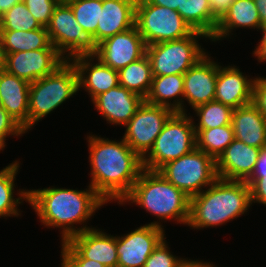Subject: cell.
<instances>
[{
	"instance_id": "7",
	"label": "cell",
	"mask_w": 266,
	"mask_h": 267,
	"mask_svg": "<svg viewBox=\"0 0 266 267\" xmlns=\"http://www.w3.org/2000/svg\"><path fill=\"white\" fill-rule=\"evenodd\" d=\"M46 28L51 44L65 61L79 56H94L97 52L98 44L93 35L85 31L77 22L71 7L65 1H60L55 7ZM65 52H68L66 57L63 56Z\"/></svg>"
},
{
	"instance_id": "4",
	"label": "cell",
	"mask_w": 266,
	"mask_h": 267,
	"mask_svg": "<svg viewBox=\"0 0 266 267\" xmlns=\"http://www.w3.org/2000/svg\"><path fill=\"white\" fill-rule=\"evenodd\" d=\"M132 201L160 219L189 220L190 198L159 171L143 169L131 192L122 200Z\"/></svg>"
},
{
	"instance_id": "50",
	"label": "cell",
	"mask_w": 266,
	"mask_h": 267,
	"mask_svg": "<svg viewBox=\"0 0 266 267\" xmlns=\"http://www.w3.org/2000/svg\"><path fill=\"white\" fill-rule=\"evenodd\" d=\"M1 21H2V14L0 12V27H1Z\"/></svg>"
},
{
	"instance_id": "22",
	"label": "cell",
	"mask_w": 266,
	"mask_h": 267,
	"mask_svg": "<svg viewBox=\"0 0 266 267\" xmlns=\"http://www.w3.org/2000/svg\"><path fill=\"white\" fill-rule=\"evenodd\" d=\"M93 57L94 56H79L72 61L78 73L79 90L81 87H85L86 91L88 90L90 93L92 100L96 96L119 85L118 71L108 67L99 59L98 63L92 65L90 62L92 59L94 60ZM86 73H88V75H86Z\"/></svg>"
},
{
	"instance_id": "47",
	"label": "cell",
	"mask_w": 266,
	"mask_h": 267,
	"mask_svg": "<svg viewBox=\"0 0 266 267\" xmlns=\"http://www.w3.org/2000/svg\"><path fill=\"white\" fill-rule=\"evenodd\" d=\"M4 52L2 48V42H1V37H0V70L4 69Z\"/></svg>"
},
{
	"instance_id": "29",
	"label": "cell",
	"mask_w": 266,
	"mask_h": 267,
	"mask_svg": "<svg viewBox=\"0 0 266 267\" xmlns=\"http://www.w3.org/2000/svg\"><path fill=\"white\" fill-rule=\"evenodd\" d=\"M196 148L202 150L215 161L235 139L232 125L206 130H195Z\"/></svg>"
},
{
	"instance_id": "3",
	"label": "cell",
	"mask_w": 266,
	"mask_h": 267,
	"mask_svg": "<svg viewBox=\"0 0 266 267\" xmlns=\"http://www.w3.org/2000/svg\"><path fill=\"white\" fill-rule=\"evenodd\" d=\"M251 204L245 181L218 178L205 192L190 198L187 225L196 229L222 225L244 214Z\"/></svg>"
},
{
	"instance_id": "10",
	"label": "cell",
	"mask_w": 266,
	"mask_h": 267,
	"mask_svg": "<svg viewBox=\"0 0 266 267\" xmlns=\"http://www.w3.org/2000/svg\"><path fill=\"white\" fill-rule=\"evenodd\" d=\"M135 26L147 46L182 39L193 32L178 11L146 0H137Z\"/></svg>"
},
{
	"instance_id": "14",
	"label": "cell",
	"mask_w": 266,
	"mask_h": 267,
	"mask_svg": "<svg viewBox=\"0 0 266 267\" xmlns=\"http://www.w3.org/2000/svg\"><path fill=\"white\" fill-rule=\"evenodd\" d=\"M146 44L136 26L106 38L97 46L94 58L114 70H120L146 54Z\"/></svg>"
},
{
	"instance_id": "8",
	"label": "cell",
	"mask_w": 266,
	"mask_h": 267,
	"mask_svg": "<svg viewBox=\"0 0 266 267\" xmlns=\"http://www.w3.org/2000/svg\"><path fill=\"white\" fill-rule=\"evenodd\" d=\"M158 171L189 198L201 193L203 186H210L218 179L216 161L197 148L166 163Z\"/></svg>"
},
{
	"instance_id": "21",
	"label": "cell",
	"mask_w": 266,
	"mask_h": 267,
	"mask_svg": "<svg viewBox=\"0 0 266 267\" xmlns=\"http://www.w3.org/2000/svg\"><path fill=\"white\" fill-rule=\"evenodd\" d=\"M137 0H102L97 44L135 26Z\"/></svg>"
},
{
	"instance_id": "42",
	"label": "cell",
	"mask_w": 266,
	"mask_h": 267,
	"mask_svg": "<svg viewBox=\"0 0 266 267\" xmlns=\"http://www.w3.org/2000/svg\"><path fill=\"white\" fill-rule=\"evenodd\" d=\"M150 4L157 6H164L177 11V8H181V0H146Z\"/></svg>"
},
{
	"instance_id": "33",
	"label": "cell",
	"mask_w": 266,
	"mask_h": 267,
	"mask_svg": "<svg viewBox=\"0 0 266 267\" xmlns=\"http://www.w3.org/2000/svg\"><path fill=\"white\" fill-rule=\"evenodd\" d=\"M42 26L32 16L23 1L12 6L7 12L2 14L0 30L10 31H31Z\"/></svg>"
},
{
	"instance_id": "13",
	"label": "cell",
	"mask_w": 266,
	"mask_h": 267,
	"mask_svg": "<svg viewBox=\"0 0 266 267\" xmlns=\"http://www.w3.org/2000/svg\"><path fill=\"white\" fill-rule=\"evenodd\" d=\"M164 228L151 223L135 229L123 237H117V267H144L148 257L164 239Z\"/></svg>"
},
{
	"instance_id": "40",
	"label": "cell",
	"mask_w": 266,
	"mask_h": 267,
	"mask_svg": "<svg viewBox=\"0 0 266 267\" xmlns=\"http://www.w3.org/2000/svg\"><path fill=\"white\" fill-rule=\"evenodd\" d=\"M234 0H210L212 14L219 20Z\"/></svg>"
},
{
	"instance_id": "5",
	"label": "cell",
	"mask_w": 266,
	"mask_h": 267,
	"mask_svg": "<svg viewBox=\"0 0 266 267\" xmlns=\"http://www.w3.org/2000/svg\"><path fill=\"white\" fill-rule=\"evenodd\" d=\"M66 61L54 73L30 83L28 129L79 90L78 73Z\"/></svg>"
},
{
	"instance_id": "34",
	"label": "cell",
	"mask_w": 266,
	"mask_h": 267,
	"mask_svg": "<svg viewBox=\"0 0 266 267\" xmlns=\"http://www.w3.org/2000/svg\"><path fill=\"white\" fill-rule=\"evenodd\" d=\"M184 261L170 253L164 238L148 257L144 267H178Z\"/></svg>"
},
{
	"instance_id": "25",
	"label": "cell",
	"mask_w": 266,
	"mask_h": 267,
	"mask_svg": "<svg viewBox=\"0 0 266 267\" xmlns=\"http://www.w3.org/2000/svg\"><path fill=\"white\" fill-rule=\"evenodd\" d=\"M184 94V74L153 76L152 86L145 101L152 105L164 106L174 112L185 113L182 99ZM178 98L169 103L171 98ZM175 102V103H174Z\"/></svg>"
},
{
	"instance_id": "37",
	"label": "cell",
	"mask_w": 266,
	"mask_h": 267,
	"mask_svg": "<svg viewBox=\"0 0 266 267\" xmlns=\"http://www.w3.org/2000/svg\"><path fill=\"white\" fill-rule=\"evenodd\" d=\"M25 132L23 127L0 105V151L5 147L6 136H19Z\"/></svg>"
},
{
	"instance_id": "26",
	"label": "cell",
	"mask_w": 266,
	"mask_h": 267,
	"mask_svg": "<svg viewBox=\"0 0 266 267\" xmlns=\"http://www.w3.org/2000/svg\"><path fill=\"white\" fill-rule=\"evenodd\" d=\"M4 53H16L39 49H56L50 41L46 27L31 31L0 30Z\"/></svg>"
},
{
	"instance_id": "9",
	"label": "cell",
	"mask_w": 266,
	"mask_h": 267,
	"mask_svg": "<svg viewBox=\"0 0 266 267\" xmlns=\"http://www.w3.org/2000/svg\"><path fill=\"white\" fill-rule=\"evenodd\" d=\"M197 36L208 38L201 32L193 31L182 39L146 46L153 76L184 74L204 57L206 53L196 42Z\"/></svg>"
},
{
	"instance_id": "49",
	"label": "cell",
	"mask_w": 266,
	"mask_h": 267,
	"mask_svg": "<svg viewBox=\"0 0 266 267\" xmlns=\"http://www.w3.org/2000/svg\"><path fill=\"white\" fill-rule=\"evenodd\" d=\"M263 36H262V38H266V27L264 28V30H263Z\"/></svg>"
},
{
	"instance_id": "35",
	"label": "cell",
	"mask_w": 266,
	"mask_h": 267,
	"mask_svg": "<svg viewBox=\"0 0 266 267\" xmlns=\"http://www.w3.org/2000/svg\"><path fill=\"white\" fill-rule=\"evenodd\" d=\"M23 2L40 25L47 27L60 0H23Z\"/></svg>"
},
{
	"instance_id": "36",
	"label": "cell",
	"mask_w": 266,
	"mask_h": 267,
	"mask_svg": "<svg viewBox=\"0 0 266 267\" xmlns=\"http://www.w3.org/2000/svg\"><path fill=\"white\" fill-rule=\"evenodd\" d=\"M61 267H106L91 259L83 258L67 241L62 242Z\"/></svg>"
},
{
	"instance_id": "30",
	"label": "cell",
	"mask_w": 266,
	"mask_h": 267,
	"mask_svg": "<svg viewBox=\"0 0 266 267\" xmlns=\"http://www.w3.org/2000/svg\"><path fill=\"white\" fill-rule=\"evenodd\" d=\"M19 163H14L6 166L0 171V216H18L17 204L19 200L25 199L28 201V191H20L19 198H13L14 179L18 172Z\"/></svg>"
},
{
	"instance_id": "1",
	"label": "cell",
	"mask_w": 266,
	"mask_h": 267,
	"mask_svg": "<svg viewBox=\"0 0 266 267\" xmlns=\"http://www.w3.org/2000/svg\"><path fill=\"white\" fill-rule=\"evenodd\" d=\"M90 186L106 201L122 200L131 192L143 167V159L124 139L120 142L89 136Z\"/></svg>"
},
{
	"instance_id": "17",
	"label": "cell",
	"mask_w": 266,
	"mask_h": 267,
	"mask_svg": "<svg viewBox=\"0 0 266 267\" xmlns=\"http://www.w3.org/2000/svg\"><path fill=\"white\" fill-rule=\"evenodd\" d=\"M144 100L139 94L118 85L96 96L92 102L109 123L125 126Z\"/></svg>"
},
{
	"instance_id": "18",
	"label": "cell",
	"mask_w": 266,
	"mask_h": 267,
	"mask_svg": "<svg viewBox=\"0 0 266 267\" xmlns=\"http://www.w3.org/2000/svg\"><path fill=\"white\" fill-rule=\"evenodd\" d=\"M83 258L98 261L106 267H117V237L91 228L67 241Z\"/></svg>"
},
{
	"instance_id": "41",
	"label": "cell",
	"mask_w": 266,
	"mask_h": 267,
	"mask_svg": "<svg viewBox=\"0 0 266 267\" xmlns=\"http://www.w3.org/2000/svg\"><path fill=\"white\" fill-rule=\"evenodd\" d=\"M251 175H266V146L260 149L257 162Z\"/></svg>"
},
{
	"instance_id": "45",
	"label": "cell",
	"mask_w": 266,
	"mask_h": 267,
	"mask_svg": "<svg viewBox=\"0 0 266 267\" xmlns=\"http://www.w3.org/2000/svg\"><path fill=\"white\" fill-rule=\"evenodd\" d=\"M21 2V0H0V12L4 14L7 12L12 6Z\"/></svg>"
},
{
	"instance_id": "43",
	"label": "cell",
	"mask_w": 266,
	"mask_h": 267,
	"mask_svg": "<svg viewBox=\"0 0 266 267\" xmlns=\"http://www.w3.org/2000/svg\"><path fill=\"white\" fill-rule=\"evenodd\" d=\"M256 8L259 12V17L261 20V26L263 29L266 27V0H254Z\"/></svg>"
},
{
	"instance_id": "48",
	"label": "cell",
	"mask_w": 266,
	"mask_h": 267,
	"mask_svg": "<svg viewBox=\"0 0 266 267\" xmlns=\"http://www.w3.org/2000/svg\"><path fill=\"white\" fill-rule=\"evenodd\" d=\"M214 265L212 264H208V263H202L201 261H199V267H213Z\"/></svg>"
},
{
	"instance_id": "12",
	"label": "cell",
	"mask_w": 266,
	"mask_h": 267,
	"mask_svg": "<svg viewBox=\"0 0 266 267\" xmlns=\"http://www.w3.org/2000/svg\"><path fill=\"white\" fill-rule=\"evenodd\" d=\"M4 70L32 83L54 73L66 61L57 49L4 53Z\"/></svg>"
},
{
	"instance_id": "15",
	"label": "cell",
	"mask_w": 266,
	"mask_h": 267,
	"mask_svg": "<svg viewBox=\"0 0 266 267\" xmlns=\"http://www.w3.org/2000/svg\"><path fill=\"white\" fill-rule=\"evenodd\" d=\"M205 55L184 73V94L193 109L215 101L218 64Z\"/></svg>"
},
{
	"instance_id": "44",
	"label": "cell",
	"mask_w": 266,
	"mask_h": 267,
	"mask_svg": "<svg viewBox=\"0 0 266 267\" xmlns=\"http://www.w3.org/2000/svg\"><path fill=\"white\" fill-rule=\"evenodd\" d=\"M260 62L266 61V38H262L256 50L254 51Z\"/></svg>"
},
{
	"instance_id": "2",
	"label": "cell",
	"mask_w": 266,
	"mask_h": 267,
	"mask_svg": "<svg viewBox=\"0 0 266 267\" xmlns=\"http://www.w3.org/2000/svg\"><path fill=\"white\" fill-rule=\"evenodd\" d=\"M28 202L49 227H63L62 242L91 229L73 228V224L88 220L90 216L107 203L91 186L86 191L63 188H44L28 191ZM72 225V226H71Z\"/></svg>"
},
{
	"instance_id": "11",
	"label": "cell",
	"mask_w": 266,
	"mask_h": 267,
	"mask_svg": "<svg viewBox=\"0 0 266 267\" xmlns=\"http://www.w3.org/2000/svg\"><path fill=\"white\" fill-rule=\"evenodd\" d=\"M174 113L170 108L152 105L144 100L126 124L127 129L123 139L143 159Z\"/></svg>"
},
{
	"instance_id": "31",
	"label": "cell",
	"mask_w": 266,
	"mask_h": 267,
	"mask_svg": "<svg viewBox=\"0 0 266 267\" xmlns=\"http://www.w3.org/2000/svg\"><path fill=\"white\" fill-rule=\"evenodd\" d=\"M194 110L200 120L198 125H194L195 130H206L231 124L233 109L220 102H208Z\"/></svg>"
},
{
	"instance_id": "38",
	"label": "cell",
	"mask_w": 266,
	"mask_h": 267,
	"mask_svg": "<svg viewBox=\"0 0 266 267\" xmlns=\"http://www.w3.org/2000/svg\"><path fill=\"white\" fill-rule=\"evenodd\" d=\"M245 183L250 187L251 202L266 205V175H250Z\"/></svg>"
},
{
	"instance_id": "28",
	"label": "cell",
	"mask_w": 266,
	"mask_h": 267,
	"mask_svg": "<svg viewBox=\"0 0 266 267\" xmlns=\"http://www.w3.org/2000/svg\"><path fill=\"white\" fill-rule=\"evenodd\" d=\"M118 78L119 85L145 99L150 92L153 80L147 55L118 70Z\"/></svg>"
},
{
	"instance_id": "19",
	"label": "cell",
	"mask_w": 266,
	"mask_h": 267,
	"mask_svg": "<svg viewBox=\"0 0 266 267\" xmlns=\"http://www.w3.org/2000/svg\"><path fill=\"white\" fill-rule=\"evenodd\" d=\"M254 79H248L238 68L218 65L215 101L237 109L252 102Z\"/></svg>"
},
{
	"instance_id": "24",
	"label": "cell",
	"mask_w": 266,
	"mask_h": 267,
	"mask_svg": "<svg viewBox=\"0 0 266 267\" xmlns=\"http://www.w3.org/2000/svg\"><path fill=\"white\" fill-rule=\"evenodd\" d=\"M249 27L261 29V20L254 0H234L229 9L218 20L212 41L226 37L233 28Z\"/></svg>"
},
{
	"instance_id": "6",
	"label": "cell",
	"mask_w": 266,
	"mask_h": 267,
	"mask_svg": "<svg viewBox=\"0 0 266 267\" xmlns=\"http://www.w3.org/2000/svg\"><path fill=\"white\" fill-rule=\"evenodd\" d=\"M192 117L175 112L165 123L149 154L143 158V167L158 171L166 163L192 152L196 148V132Z\"/></svg>"
},
{
	"instance_id": "46",
	"label": "cell",
	"mask_w": 266,
	"mask_h": 267,
	"mask_svg": "<svg viewBox=\"0 0 266 267\" xmlns=\"http://www.w3.org/2000/svg\"><path fill=\"white\" fill-rule=\"evenodd\" d=\"M178 267H199V261H189L185 260Z\"/></svg>"
},
{
	"instance_id": "27",
	"label": "cell",
	"mask_w": 266,
	"mask_h": 267,
	"mask_svg": "<svg viewBox=\"0 0 266 267\" xmlns=\"http://www.w3.org/2000/svg\"><path fill=\"white\" fill-rule=\"evenodd\" d=\"M177 11L193 31L201 32L211 40L218 19L212 14L210 0H181V8Z\"/></svg>"
},
{
	"instance_id": "16",
	"label": "cell",
	"mask_w": 266,
	"mask_h": 267,
	"mask_svg": "<svg viewBox=\"0 0 266 267\" xmlns=\"http://www.w3.org/2000/svg\"><path fill=\"white\" fill-rule=\"evenodd\" d=\"M260 149L234 139L216 160L218 178L246 181L252 174Z\"/></svg>"
},
{
	"instance_id": "23",
	"label": "cell",
	"mask_w": 266,
	"mask_h": 267,
	"mask_svg": "<svg viewBox=\"0 0 266 267\" xmlns=\"http://www.w3.org/2000/svg\"><path fill=\"white\" fill-rule=\"evenodd\" d=\"M231 125L235 139L259 149L266 146V118L252 103L233 110Z\"/></svg>"
},
{
	"instance_id": "39",
	"label": "cell",
	"mask_w": 266,
	"mask_h": 267,
	"mask_svg": "<svg viewBox=\"0 0 266 267\" xmlns=\"http://www.w3.org/2000/svg\"><path fill=\"white\" fill-rule=\"evenodd\" d=\"M266 118V78H255L252 87L251 102Z\"/></svg>"
},
{
	"instance_id": "20",
	"label": "cell",
	"mask_w": 266,
	"mask_h": 267,
	"mask_svg": "<svg viewBox=\"0 0 266 267\" xmlns=\"http://www.w3.org/2000/svg\"><path fill=\"white\" fill-rule=\"evenodd\" d=\"M29 90L30 83L0 70V105L25 131L28 130Z\"/></svg>"
},
{
	"instance_id": "32",
	"label": "cell",
	"mask_w": 266,
	"mask_h": 267,
	"mask_svg": "<svg viewBox=\"0 0 266 267\" xmlns=\"http://www.w3.org/2000/svg\"><path fill=\"white\" fill-rule=\"evenodd\" d=\"M65 2L71 7L77 22L93 35L97 43V26L100 21L102 0H65Z\"/></svg>"
}]
</instances>
